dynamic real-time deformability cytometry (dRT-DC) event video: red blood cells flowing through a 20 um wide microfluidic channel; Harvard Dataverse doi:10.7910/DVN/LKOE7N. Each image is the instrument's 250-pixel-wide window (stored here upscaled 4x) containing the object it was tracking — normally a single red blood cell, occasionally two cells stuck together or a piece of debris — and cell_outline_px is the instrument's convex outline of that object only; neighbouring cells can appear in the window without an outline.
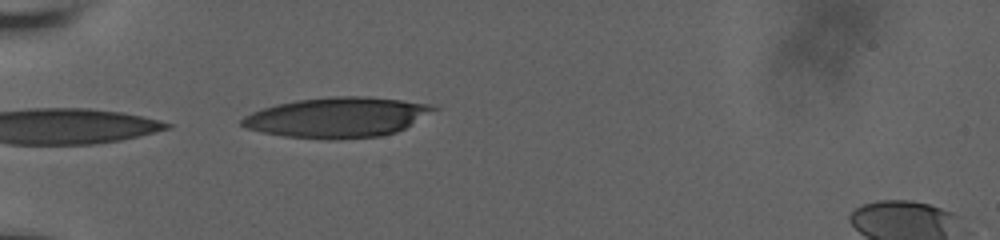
{"species": "human", "species_latin": "Homo sapiens", "temperature_condition": "room temperature", "stored_images_in_passage": 6, "camera_frame_rate_fps": 3000, "um_per_image_px": 0.085, "donor": {"sex": "male"}, "frame": {"image": 1, "passage_image": 1, "time_ms": 0.0, "image_size_px": [1000, 240], "cell_outline_px": [[440, 108], [404, 128], [396, 132], [380, 136], [336, 140], [328, 140], [284, 136], [244, 128], [240, 124], [240, 120], [244, 116], [252, 112], [276, 104], [296, 100], [328, 96], [368, 96], [404, 100], [428, 104]], "centroid_in_image_um": [28.66, 9.97], "position_along_channel_um": 56.3, "area_um2": 45.08}}
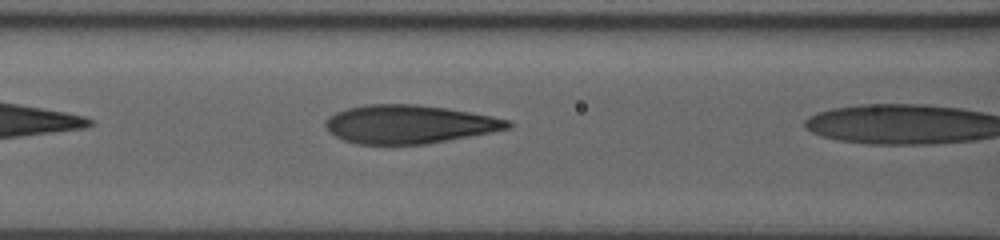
{"frame": {"image": 2, "passage_image": 5, "time_ms": 1.333, "image_size_px": [1000, 240], "cell_outline_px": [[512, 128], [492, 132], [424, 144], [356, 144], [344, 140], [328, 132], [324, 124], [324, 120], [328, 116], [336, 112], [348, 108], [364, 104], [416, 104], [444, 108], [492, 116], [508, 120], [512, 124]], "centroid_in_image_um": [34.72, 10.56], "position_along_channel_um": 131.9, "area_um2": 40.75}}